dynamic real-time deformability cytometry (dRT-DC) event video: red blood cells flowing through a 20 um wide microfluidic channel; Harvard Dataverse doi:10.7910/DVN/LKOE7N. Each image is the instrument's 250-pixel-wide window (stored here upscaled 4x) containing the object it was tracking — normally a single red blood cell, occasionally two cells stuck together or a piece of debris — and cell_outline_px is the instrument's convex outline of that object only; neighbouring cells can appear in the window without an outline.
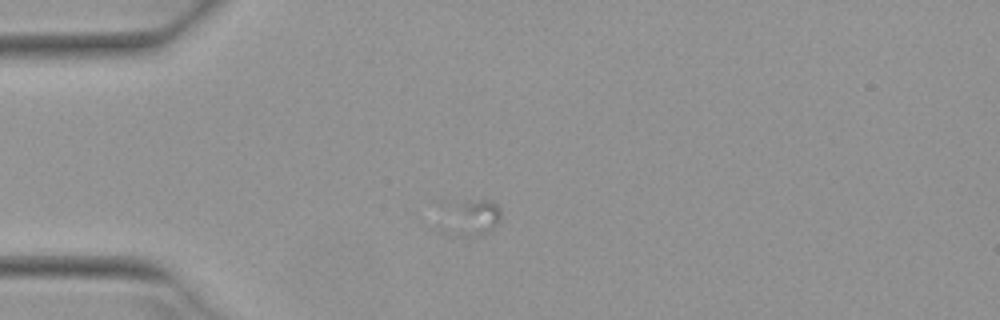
{"species": "Egyptian fruit bat (a non-hibernating species)", "species_latin": "Rousettus aegyptiacus", "temperature_condition": "warm", "stored_images_in_passage": 10, "camera_frame_rate_fps": 3000, "um_per_image_px": 0.085, "animal": {"sex": "female"}, "frame": {"image": 1, "passage_image": 6, "time_ms": 1.667, "image_size_px": [1000, 320], "cell_outline_px": [[500, 220], [492, 228], [484, 232], [472, 236], [456, 236], [436, 232], [464, 204], [480, 200], [492, 200], [500, 208]], "centroid_in_image_um": [40.17, 18.63], "position_along_channel_um": 44.8, "area_um2": 11.04}}